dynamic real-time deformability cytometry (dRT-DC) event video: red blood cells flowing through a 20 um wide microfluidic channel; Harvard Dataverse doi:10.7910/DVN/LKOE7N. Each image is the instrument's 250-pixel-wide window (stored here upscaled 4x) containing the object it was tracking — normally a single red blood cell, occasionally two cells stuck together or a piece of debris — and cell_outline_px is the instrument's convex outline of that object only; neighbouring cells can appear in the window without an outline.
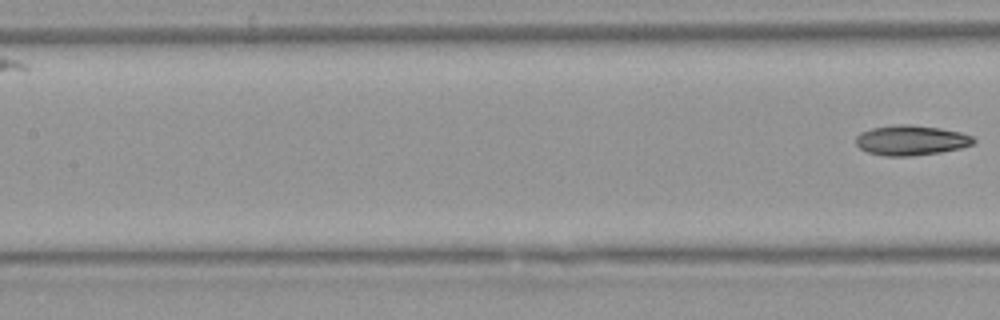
{"species": "Egyptian fruit bat (a non-hibernating species)", "species_latin": "Rousettus aegyptiacus", "temperature_condition": "warm", "stored_images_in_passage": 9, "segment_of_instrument_passage": [2, 2], "camera_frame_rate_fps": 3000, "um_per_image_px": 0.085, "animal": {"sex": "female"}, "frame": {"image": 1, "passage_image": 9, "time_ms": 10.667, "image_size_px": [1000, 320], "cell_outline_px": [[976, 140], [972, 144], [960, 148], [940, 152], [912, 156], [884, 156], [868, 152], [860, 148], [856, 144], [856, 136], [860, 132], [872, 128], [900, 124], [908, 124], [940, 128], [960, 132], [972, 136]], "centroid_in_image_um": [77.42, 11.92], "position_along_channel_um": 130.0, "area_um2": 20.52}}